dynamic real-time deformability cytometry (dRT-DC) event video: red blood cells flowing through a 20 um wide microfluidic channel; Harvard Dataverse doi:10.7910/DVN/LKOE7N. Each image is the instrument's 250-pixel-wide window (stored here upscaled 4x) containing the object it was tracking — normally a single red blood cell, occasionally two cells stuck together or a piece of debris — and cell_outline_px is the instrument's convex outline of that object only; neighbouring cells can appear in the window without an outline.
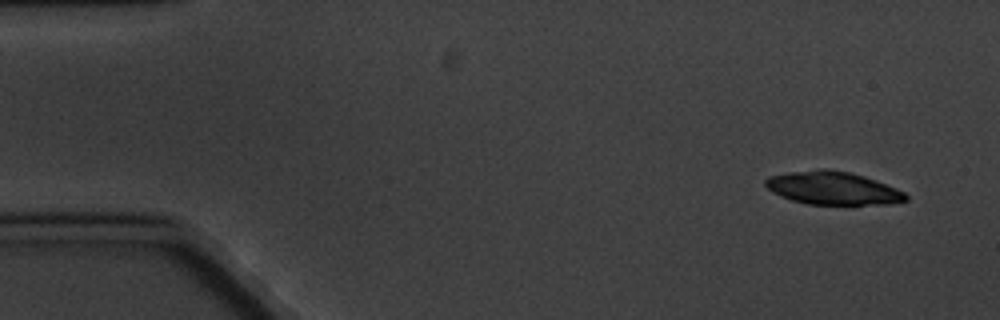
{"species": "common noctule bat (a hibernating species)", "species_latin": "Nyctalus noctula", "temperature_condition": "cold", "stored_images_in_passage": 6, "camera_frame_rate_fps": 3000, "um_per_image_px": 0.085, "animal": {"sex": "male", "body_mass_g": 20.1, "forearm_length_mm": 53.5}, "frame": {"image": 1, "passage_image": 1, "time_ms": 0.0, "image_size_px": [1000, 320], "cell_outline_px": [[908, 200], [888, 204], [808, 204], [792, 200], [780, 196], [772, 192], [764, 184], [764, 180], [768, 176], [788, 172], [820, 168], [824, 168], [848, 172], [864, 176], [876, 180], [896, 188], [904, 192], [908, 196]], "centroid_in_image_um": [70.76, 15.98], "position_along_channel_um": 14.2, "area_um2": 27.05}}